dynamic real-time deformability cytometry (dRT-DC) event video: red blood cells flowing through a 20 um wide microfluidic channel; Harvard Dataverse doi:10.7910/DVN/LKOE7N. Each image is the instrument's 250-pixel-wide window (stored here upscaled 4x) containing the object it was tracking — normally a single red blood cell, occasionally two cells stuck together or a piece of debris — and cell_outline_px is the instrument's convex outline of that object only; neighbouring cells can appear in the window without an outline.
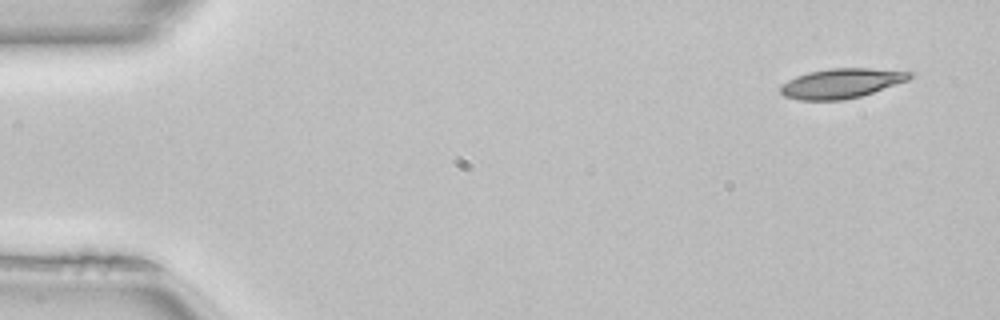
{"species": "common noctule bat (a hibernating species)", "species_latin": "Nyctalus noctula", "temperature_condition": "room temperature", "stored_images_in_passage": 48, "camera_frame_rate_fps": 3000, "um_per_image_px": 0.085, "animal": {"sex": "female", "body_mass_g": 22.7, "forearm_length_mm": 54.2}, "frame": {"image": 1, "passage_image": 1, "time_ms": 0.0, "image_size_px": [1000, 320], "cell_outline_px": [[916, 72], [908, 80], [860, 96], [844, 100], [800, 100], [784, 96], [780, 92], [780, 88], [788, 80], [796, 76], [808, 72], [832, 68], [868, 68]], "centroid_in_image_um": [71.52, 7.08], "position_along_channel_um": 13.5, "area_um2": 22.2}}
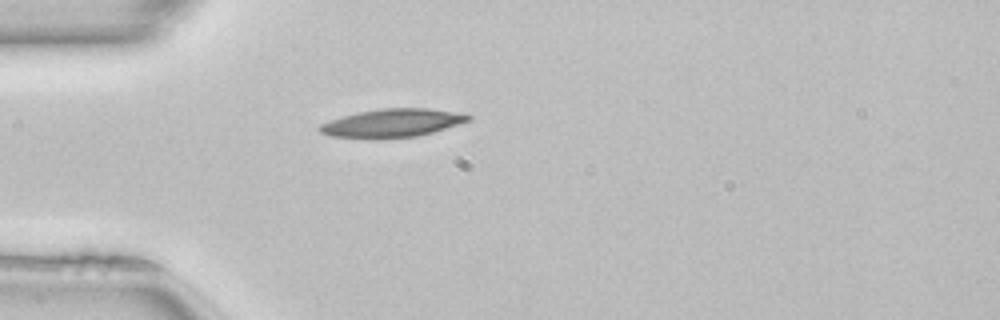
{"frame": {"image": 2, "passage_image": 12, "time_ms": 3.667, "image_size_px": [1000, 320], "cell_outline_px": [[472, 120], [432, 132], [416, 136], [376, 140], [328, 136], [320, 132], [316, 128], [320, 124], [344, 116], [360, 112], [384, 108], [428, 108], [452, 112], [472, 116]], "centroid_in_image_um": [33.29, 10.49], "position_along_channel_um": 51.7, "area_um2": 24.57}}